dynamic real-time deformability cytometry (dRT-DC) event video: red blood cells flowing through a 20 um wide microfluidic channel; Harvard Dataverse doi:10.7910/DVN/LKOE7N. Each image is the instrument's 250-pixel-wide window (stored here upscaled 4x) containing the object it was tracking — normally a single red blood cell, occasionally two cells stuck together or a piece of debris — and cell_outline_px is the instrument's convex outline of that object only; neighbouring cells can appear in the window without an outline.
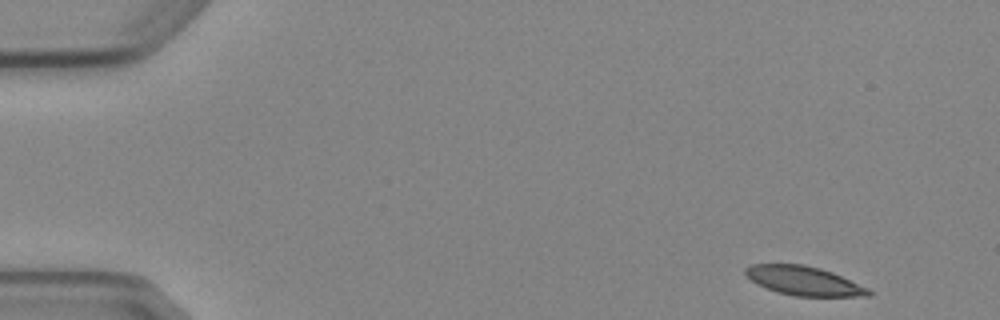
{"species": "Egyptian fruit bat (a non-hibernating species)", "species_latin": "Rousettus aegyptiacus", "temperature_condition": "cold", "stored_images_in_passage": 4, "camera_frame_rate_fps": 3000, "um_per_image_px": 0.085, "animal": {"sex": "female"}, "frame": {"image": 1, "passage_image": 1, "time_ms": 0.0, "image_size_px": [1000, 320], "cell_outline_px": [[872, 296], [792, 296], [776, 292], [752, 280], [744, 272], [744, 268], [752, 264], [804, 264], [820, 268], [832, 272], [868, 288], [872, 292]], "centroid_in_image_um": [68.34, 23.87], "position_along_channel_um": 16.7, "area_um2": 20.69}}
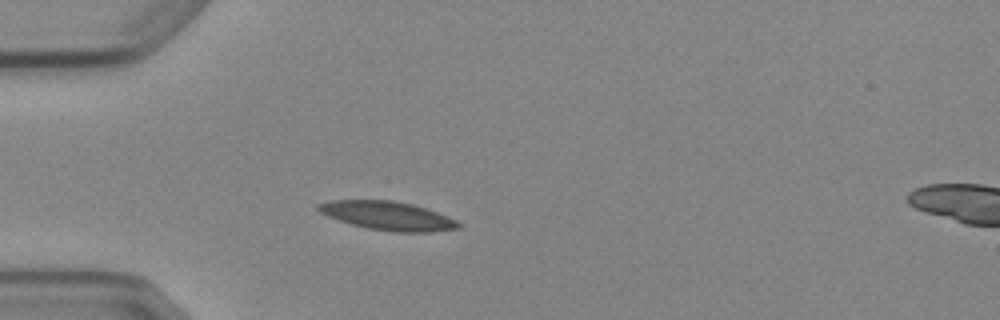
{"frame": {"image": 2, "passage_image": 4, "time_ms": 3.667, "image_size_px": [1000, 320], "cell_outline_px": [[464, 224], [460, 228], [432, 232], [396, 232], [368, 228], [352, 224], [328, 216], [320, 212], [316, 208], [316, 204], [328, 200], [392, 200], [412, 204], [448, 216]], "centroid_in_image_um": [32.97, 18.34], "position_along_channel_um": 52.0, "area_um2": 23.41}}